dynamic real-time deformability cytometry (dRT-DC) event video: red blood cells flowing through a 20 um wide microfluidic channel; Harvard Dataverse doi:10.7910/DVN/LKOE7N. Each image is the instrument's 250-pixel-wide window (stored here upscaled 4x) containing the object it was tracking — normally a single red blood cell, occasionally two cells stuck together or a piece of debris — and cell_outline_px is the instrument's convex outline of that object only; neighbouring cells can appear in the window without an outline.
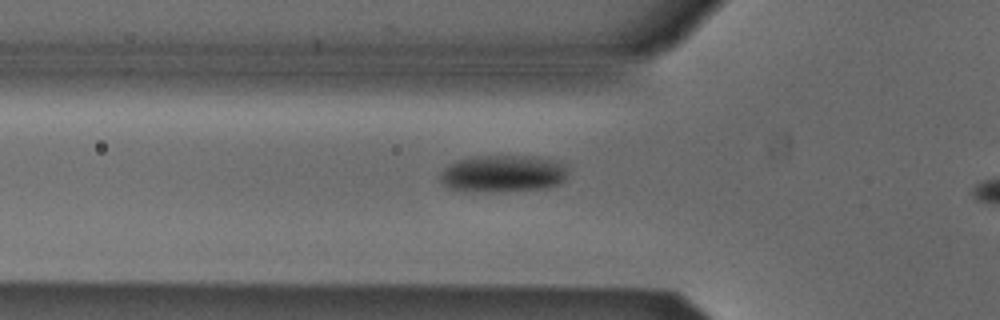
{"species": "Egyptian fruit bat (a non-hibernating species)", "species_latin": "Rousettus aegyptiacus", "temperature_condition": "cold", "stored_images_in_passage": 35, "camera_frame_rate_fps": 3000, "um_per_image_px": 0.085, "animal": {"sex": "male"}, "frame": {"image": 1, "passage_image": 7, "time_ms": 2.0, "image_size_px": [1000, 320], "cell_outline_px": [[568, 172], [564, 180], [560, 184], [544, 188], [448, 188], [436, 176], [448, 164], [456, 160], [472, 156], [536, 156], [552, 160], [564, 164]], "centroid_in_image_um": [42.75, 14.67], "position_along_channel_um": 83.0, "area_um2": 26.36}}
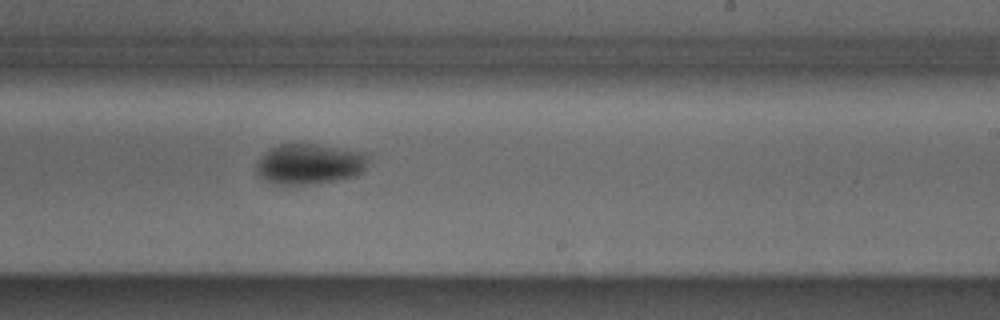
{"frame": {"image": 2, "passage_image": 21, "time_ms": 6.667, "image_size_px": [1000, 320], "cell_outline_px": [[368, 164], [356, 176], [316, 184], [272, 184], [264, 180], [256, 172], [256, 164], [272, 148], [280, 144], [316, 144], [364, 152], [368, 156]], "centroid_in_image_um": [26.33, 13.95], "position_along_channel_um": 262.7, "area_um2": 26.24}}
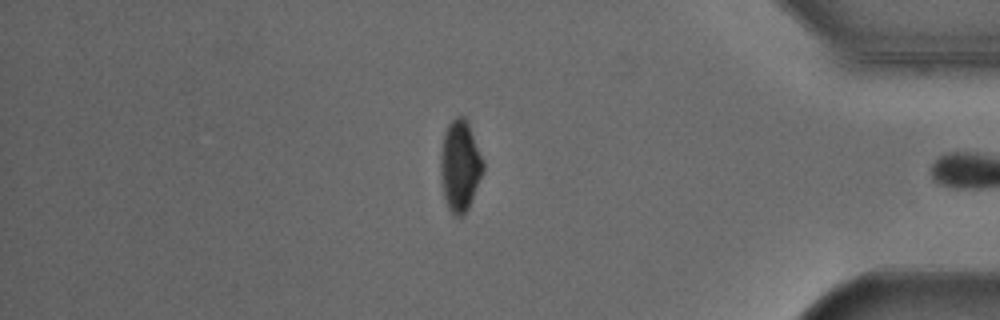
{"frame": {"image": 3, "passage_image": 34, "time_ms": 11.0, "image_size_px": [1000, 320], "cell_outline_px": [[484, 168], [468, 208], [460, 216], [456, 216], [448, 208], [444, 196], [440, 168], [440, 156], [444, 136], [448, 124], [456, 116], [464, 116], [468, 124], [484, 160]], "centroid_in_image_um": [39.1, 14.07], "position_along_channel_um": 396.1, "area_um2": 22.08}, "authors_computed_cell_mechanics": {"area_um2": 26.588, "velocity_mm_per_s": 3.8441, "shape_relaxation_time_tau1_ms": 2.8873, "shape_relaxation_time_tau2_ms": null, "deformation_change_tau1": 0.104, "deformation_change_tau2": null}}